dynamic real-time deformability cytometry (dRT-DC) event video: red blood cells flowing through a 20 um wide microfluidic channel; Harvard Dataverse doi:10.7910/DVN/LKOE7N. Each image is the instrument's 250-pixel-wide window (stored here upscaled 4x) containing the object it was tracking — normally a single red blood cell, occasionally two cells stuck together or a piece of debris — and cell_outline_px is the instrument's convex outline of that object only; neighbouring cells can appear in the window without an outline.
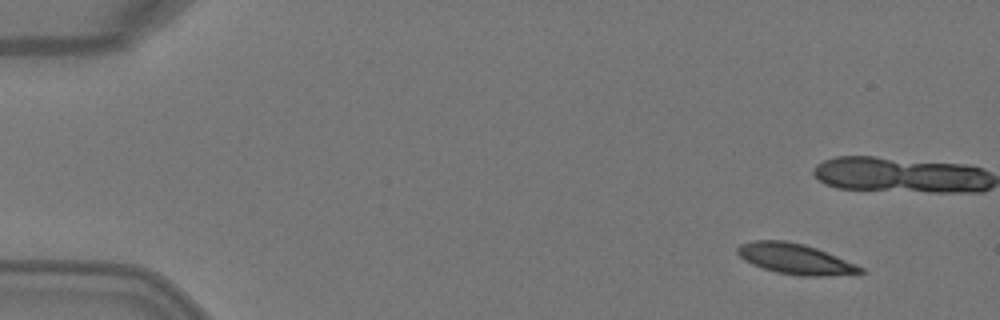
{"species": "Egyptian fruit bat (a non-hibernating species)", "species_latin": "Rousettus aegyptiacus", "temperature_condition": "warm", "stored_images_in_passage": 7, "camera_frame_rate_fps": 3000, "um_per_image_px": 0.085, "animal": {"sex": "female"}, "frame": {"image": 1, "passage_image": 1, "time_ms": 0.0, "image_size_px": [1000, 320], "cell_outline_px": [[864, 272], [860, 276], [800, 276], [776, 272], [752, 264], [744, 260], [736, 252], [736, 248], [740, 244], [752, 240], [784, 240], [804, 244], [816, 248], [856, 264], [864, 268]], "centroid_in_image_um": [67.66, 22.03], "position_along_channel_um": 17.3, "area_um2": 22.25}}